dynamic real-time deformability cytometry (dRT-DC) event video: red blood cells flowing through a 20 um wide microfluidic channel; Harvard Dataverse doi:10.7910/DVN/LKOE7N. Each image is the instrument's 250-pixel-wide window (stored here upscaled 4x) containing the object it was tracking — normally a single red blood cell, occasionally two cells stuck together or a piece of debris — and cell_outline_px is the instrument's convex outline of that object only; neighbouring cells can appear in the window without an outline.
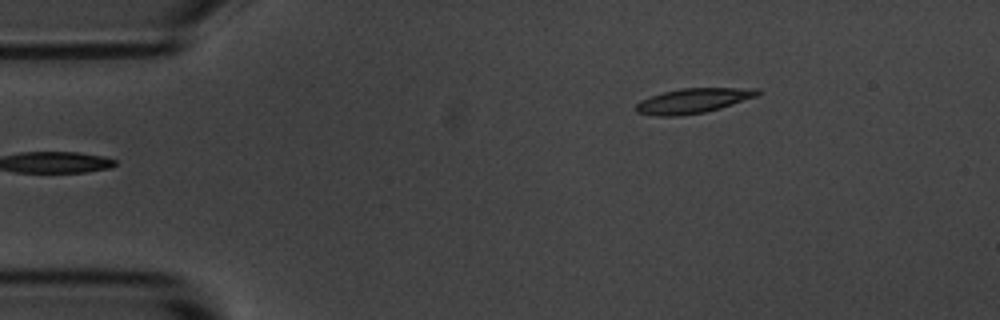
{"species": "common noctule bat (a hibernating species)", "species_latin": "Nyctalus noctula", "temperature_condition": "room temperature", "stored_images_in_passage": 4, "camera_frame_rate_fps": 3000, "um_per_image_px": 0.085, "animal": {"sex": "male", "body_mass_g": 20.1, "forearm_length_mm": 53.5}, "frame": {"image": 1, "passage_image": 4, "time_ms": 4.0, "image_size_px": [1000, 320], "cell_outline_px": [[760, 92], [756, 96], [720, 108], [704, 112], [680, 116], [656, 116], [636, 112], [636, 104], [640, 100], [664, 92], [680, 88], [760, 88]], "centroid_in_image_um": [58.9, 8.56], "position_along_channel_um": 26.1, "area_um2": 17.46}}